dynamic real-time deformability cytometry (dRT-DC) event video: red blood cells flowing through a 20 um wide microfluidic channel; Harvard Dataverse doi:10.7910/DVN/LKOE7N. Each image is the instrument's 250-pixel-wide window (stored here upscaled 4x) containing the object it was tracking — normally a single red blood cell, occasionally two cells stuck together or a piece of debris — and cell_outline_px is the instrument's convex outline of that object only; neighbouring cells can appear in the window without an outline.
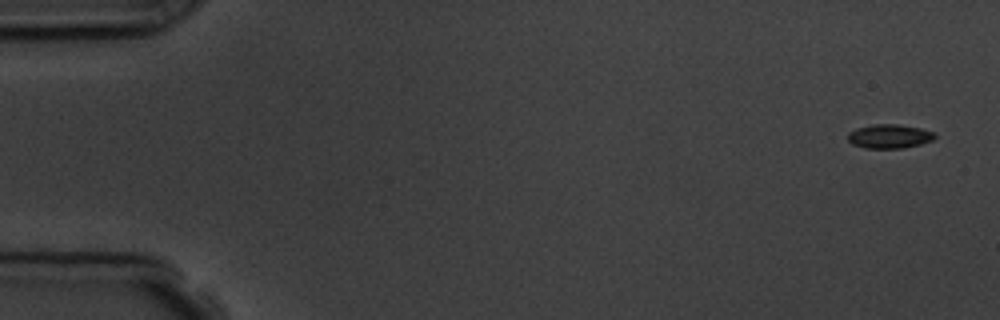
{"species": "common noctule bat (a hibernating species)", "species_latin": "Nyctalus noctula", "temperature_condition": "room temperature", "stored_images_in_passage": 5, "camera_frame_rate_fps": 3000, "um_per_image_px": 0.085, "animal": {"sex": "male", "body_mass_g": 19.5, "forearm_length_mm": 54.6}, "frame": {"image": 1, "passage_image": 1, "time_ms": 0.0, "image_size_px": [1000, 320], "cell_outline_px": [[936, 136], [932, 140], [920, 144], [900, 148], [864, 148], [852, 144], [848, 140], [848, 132], [856, 128], [872, 124], [896, 124], [920, 128], [936, 132]], "centroid_in_image_um": [75.58, 11.58], "position_along_channel_um": 9.4, "area_um2": 12.2}}
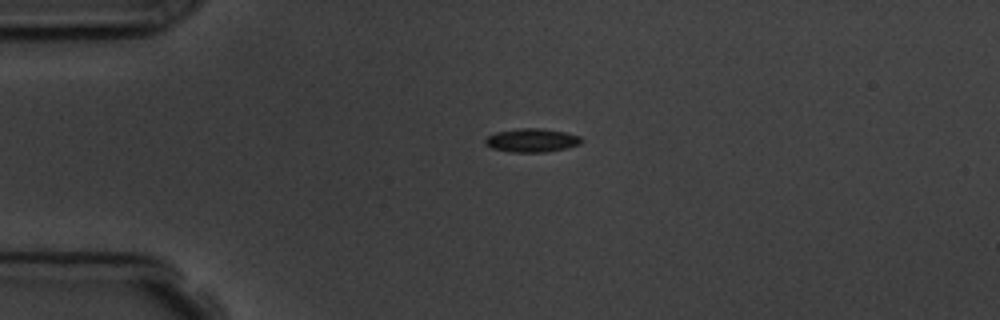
{"frame": {"image": 2, "passage_image": 4, "time_ms": 3.667, "image_size_px": [1000, 320], "cell_outline_px": [[584, 140], [580, 144], [564, 148], [544, 152], [512, 152], [492, 148], [484, 144], [484, 140], [488, 136], [496, 132], [520, 128], [544, 128], [564, 132], [580, 136]], "centroid_in_image_um": [45.2, 11.92], "position_along_channel_um": 39.8, "area_um2": 13.18}}